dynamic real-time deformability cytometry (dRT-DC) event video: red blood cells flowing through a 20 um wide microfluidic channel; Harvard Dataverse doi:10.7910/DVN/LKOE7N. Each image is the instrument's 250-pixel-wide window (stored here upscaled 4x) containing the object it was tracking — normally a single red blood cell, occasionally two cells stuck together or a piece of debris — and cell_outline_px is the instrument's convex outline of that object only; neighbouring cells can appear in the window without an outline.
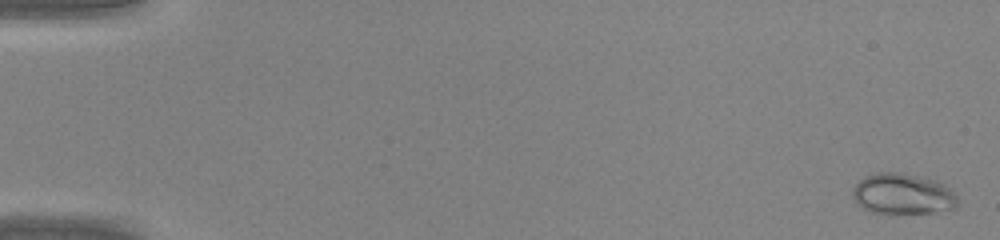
{"species": "common noctule bat (a hibernating species)", "species_latin": "Nyctalus noctula", "temperature_condition": "warm", "stored_images_in_passage": 46, "camera_frame_rate_fps": 3000, "um_per_image_px": 0.085, "animal": {"sex": "male", "body_mass_g": 20.0, "forearm_length_mm": 53.3}, "frame": {"image": 1, "passage_image": 2, "time_ms": 0.333, "image_size_px": [1000, 240], "cell_outline_px": [[956, 208], [932, 212], [892, 216], [872, 212], [860, 208], [856, 204], [852, 196], [852, 188], [864, 176], [876, 172], [900, 172], [936, 180], [944, 184], [956, 192]], "centroid_in_image_um": [76.69, 16.52], "position_along_channel_um": 8.3, "area_um2": 25.84}}
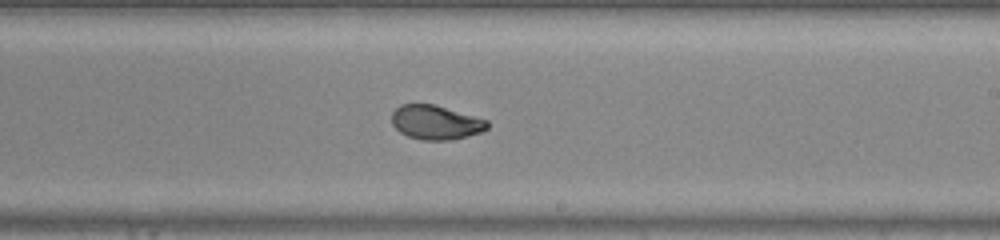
{"frame": {"image": 2, "passage_image": 29, "time_ms": 9.333, "image_size_px": [1000, 240], "cell_outline_px": [[488, 128], [480, 132], [452, 140], [424, 140], [408, 136], [400, 132], [392, 124], [392, 112], [400, 104], [436, 104], [488, 120]], "centroid_in_image_um": [37.03, 10.39], "position_along_channel_um": 252.0, "area_um2": 19.07}}
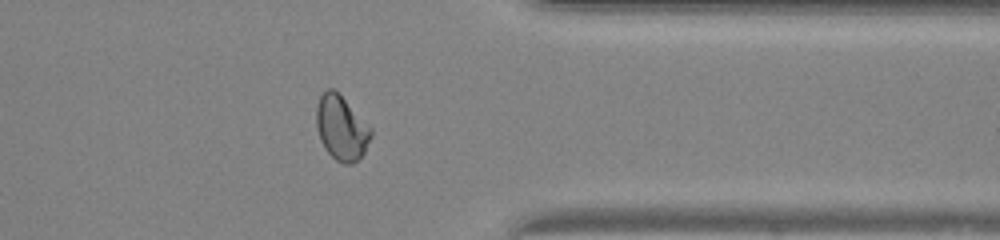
{"frame": {"image": 3, "passage_image": 38, "time_ms": 12.333, "image_size_px": [1000, 240], "cell_outline_px": [[372, 136], [364, 152], [352, 164], [344, 164], [336, 160], [324, 148], [320, 140], [316, 128], [316, 104], [320, 96], [328, 88], [332, 88], [372, 128]], "centroid_in_image_um": [29.0, 10.89], "position_along_channel_um": 382.4, "area_um2": 20.29}}